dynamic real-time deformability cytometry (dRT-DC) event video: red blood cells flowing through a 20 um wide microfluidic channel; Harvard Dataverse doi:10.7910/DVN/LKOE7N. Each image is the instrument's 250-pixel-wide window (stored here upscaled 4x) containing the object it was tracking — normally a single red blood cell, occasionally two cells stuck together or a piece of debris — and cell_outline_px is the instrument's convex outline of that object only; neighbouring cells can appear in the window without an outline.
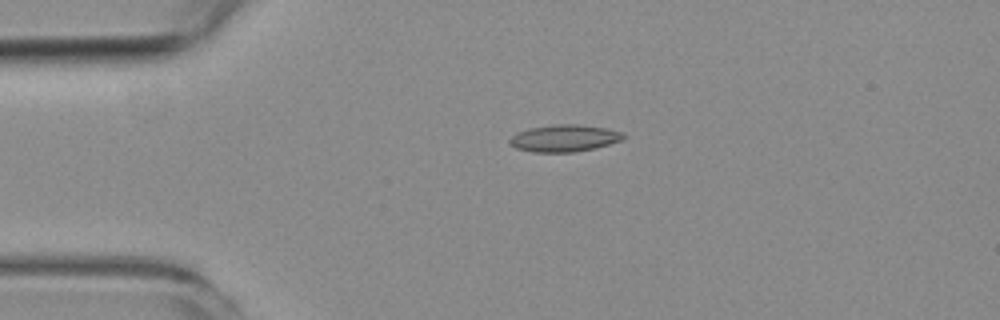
{"species": "common noctule bat (a hibernating species)", "species_latin": "Nyctalus noctula", "temperature_condition": "room temperature", "stored_images_in_passage": 2, "camera_frame_rate_fps": 3000, "um_per_image_px": 0.085, "animal": {"sex": "female", "body_mass_g": 19.3, "forearm_length_mm": 54.1}, "frame": {"image": 1, "passage_image": 1, "time_ms": 0.0, "image_size_px": [1000, 320], "cell_outline_px": [[624, 140], [596, 148], [576, 152], [532, 152], [516, 148], [508, 144], [508, 140], [516, 132], [532, 128], [552, 124], [576, 124], [608, 128], [624, 132]], "centroid_in_image_um": [47.98, 11.75], "position_along_channel_um": 37.0, "area_um2": 18.15}}